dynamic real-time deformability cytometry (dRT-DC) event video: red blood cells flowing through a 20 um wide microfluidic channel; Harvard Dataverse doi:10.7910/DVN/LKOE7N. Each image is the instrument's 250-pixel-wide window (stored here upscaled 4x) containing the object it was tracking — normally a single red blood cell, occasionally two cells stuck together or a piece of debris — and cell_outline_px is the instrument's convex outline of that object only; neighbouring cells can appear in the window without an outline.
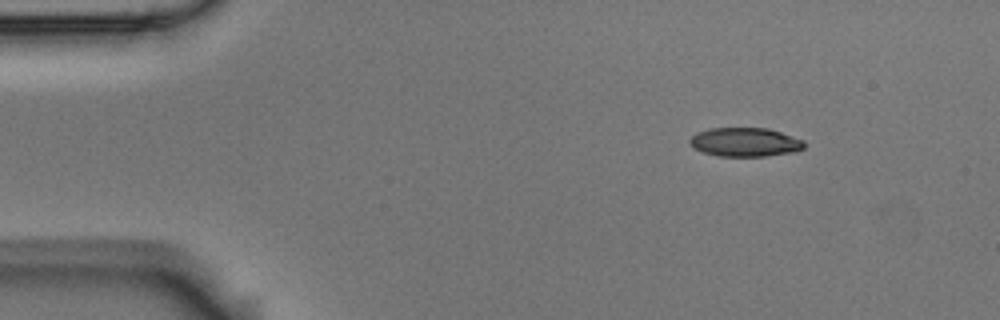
{"species": "Egyptian fruit bat (a non-hibernating species)", "species_latin": "Rousettus aegyptiacus", "temperature_condition": "room temperature", "stored_images_in_passage": 5, "camera_frame_rate_fps": 3000, "um_per_image_px": 0.085, "animal": {"sex": "male"}, "frame": {"image": 1, "passage_image": 1, "time_ms": 0.0, "image_size_px": [1000, 320], "cell_outline_px": [[804, 148], [796, 152], [764, 156], [716, 156], [692, 148], [688, 144], [688, 140], [696, 132], [708, 128], [768, 128], [804, 140]], "centroid_in_image_um": [63.29, 12.08], "position_along_channel_um": 21.7, "area_um2": 19.48}}
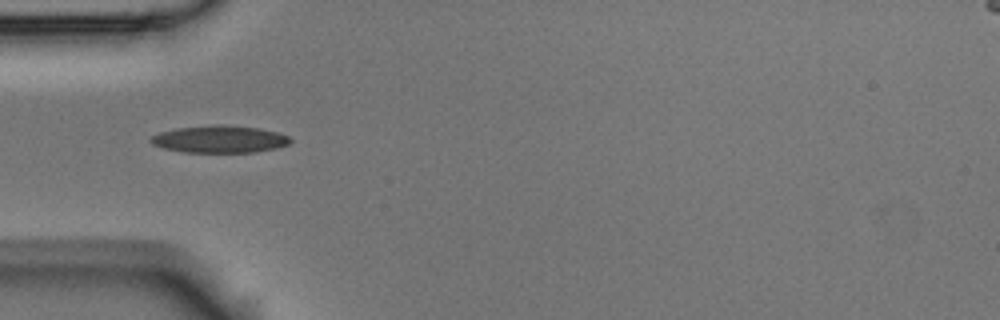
{"frame": {"image": 2, "passage_image": 4, "time_ms": 1.0, "image_size_px": [1000, 320], "cell_outline_px": [[292, 140], [288, 144], [276, 148], [252, 152], [184, 152], [164, 148], [152, 144], [148, 140], [152, 136], [160, 132], [176, 128], [220, 124], [260, 128], [280, 132], [288, 136]], "centroid_in_image_um": [18.67, 11.82], "position_along_channel_um": 66.3, "area_um2": 22.14}}
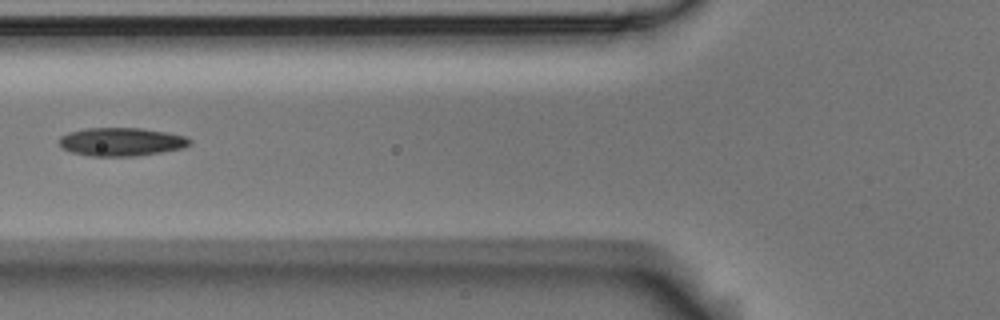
{"frame": {"image": 3, "passage_image": 5, "time_ms": 1.333, "image_size_px": [1000, 320], "cell_outline_px": [[192, 144], [184, 148], [136, 156], [88, 156], [72, 152], [64, 148], [60, 144], [60, 136], [68, 132], [84, 128], [140, 128], [168, 132], [184, 136], [192, 140]], "centroid_in_image_um": [10.34, 12.05], "position_along_channel_um": 115.5, "area_um2": 21.62}}